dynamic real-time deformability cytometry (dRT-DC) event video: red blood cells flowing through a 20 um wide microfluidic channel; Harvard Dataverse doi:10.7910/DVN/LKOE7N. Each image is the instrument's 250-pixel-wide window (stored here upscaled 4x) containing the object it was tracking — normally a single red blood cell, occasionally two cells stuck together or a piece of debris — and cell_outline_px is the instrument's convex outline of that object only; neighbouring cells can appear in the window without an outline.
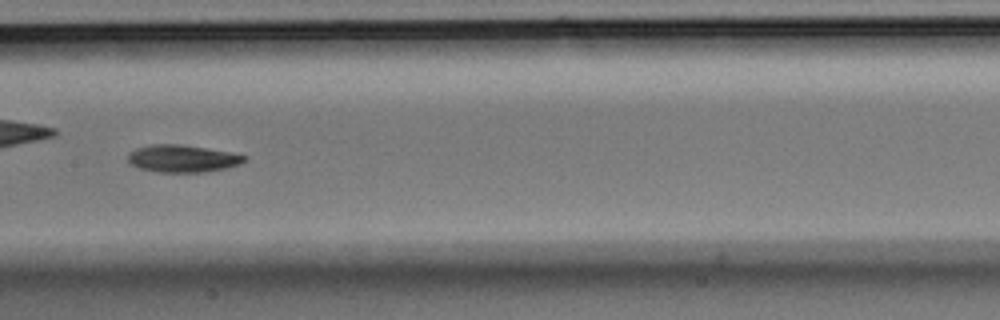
{"species": "Egyptian fruit bat (a non-hibernating species)", "species_latin": "Rousettus aegyptiacus", "temperature_condition": "room temperature", "stored_images_in_passage": 9, "camera_frame_rate_fps": 3000, "um_per_image_px": 0.085, "animal": {"sex": "male"}, "frame": {"image": 1, "passage_image": 7, "time_ms": 2.0, "image_size_px": [1000, 320], "cell_outline_px": [[248, 160], [240, 164], [228, 168], [204, 172], [156, 172], [140, 168], [132, 164], [128, 160], [128, 152], [136, 148], [152, 144], [180, 144], [228, 152], [248, 156]], "centroid_in_image_um": [15.53, 13.48], "position_along_channel_um": 191.9, "area_um2": 18.55}}
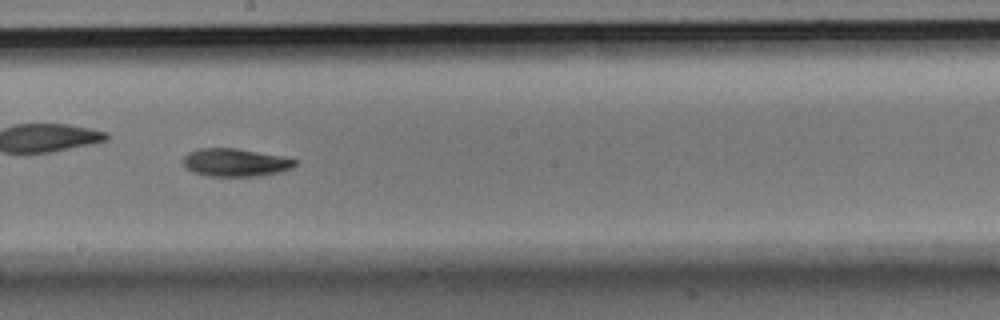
{"frame": {"image": 2, "passage_image": 8, "time_ms": 2.333, "image_size_px": [1000, 320], "cell_outline_px": [[296, 164], [292, 168], [260, 176], [208, 176], [192, 172], [184, 164], [184, 156], [188, 152], [200, 148], [236, 148], [284, 156], [296, 160]], "centroid_in_image_um": [20.0, 13.8], "position_along_channel_um": 228.2, "area_um2": 18.15}}
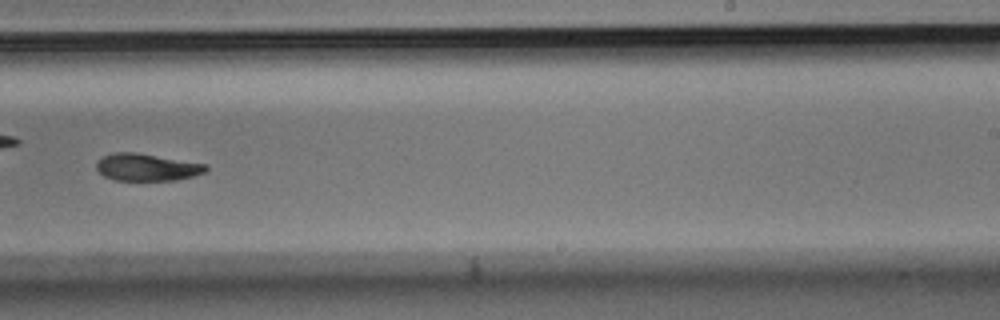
{"frame": {"image": 3, "passage_image": 9, "time_ms": 2.667, "image_size_px": [1000, 320], "cell_outline_px": [[208, 168], [204, 172], [192, 176], [176, 180], [116, 180], [104, 176], [96, 168], [96, 160], [112, 152], [136, 152], [208, 164]], "centroid_in_image_um": [12.47, 14.2], "position_along_channel_um": 276.5, "area_um2": 17.4}}